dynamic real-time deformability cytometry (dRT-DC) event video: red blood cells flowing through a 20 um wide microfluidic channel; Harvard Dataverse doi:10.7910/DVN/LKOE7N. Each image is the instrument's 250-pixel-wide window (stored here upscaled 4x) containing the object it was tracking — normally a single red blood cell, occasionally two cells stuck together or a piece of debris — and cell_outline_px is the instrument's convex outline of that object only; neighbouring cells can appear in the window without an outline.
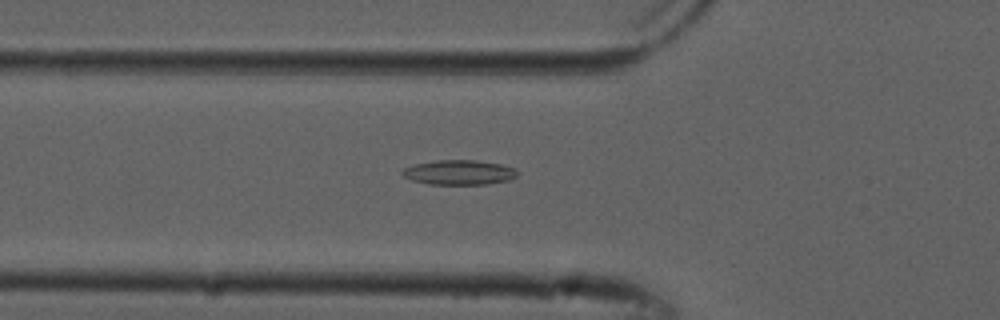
{"species": "common noctule bat (a hibernating species)", "species_latin": "Nyctalus noctula", "temperature_condition": "cold", "stored_images_in_passage": 36, "camera_frame_rate_fps": 3000, "um_per_image_px": 0.085, "animal": {"sex": "male", "forearm_length_mm": 52.5}, "frame": {"image": 1, "passage_image": 2, "time_ms": 0.333, "image_size_px": [1000, 320], "cell_outline_px": [[516, 176], [508, 180], [488, 184], [428, 184], [412, 180], [404, 176], [400, 172], [404, 168], [416, 164], [436, 160], [476, 160], [500, 164], [516, 168]], "centroid_in_image_um": [39.01, 14.65], "position_along_channel_um": 86.8, "area_um2": 16.47}}
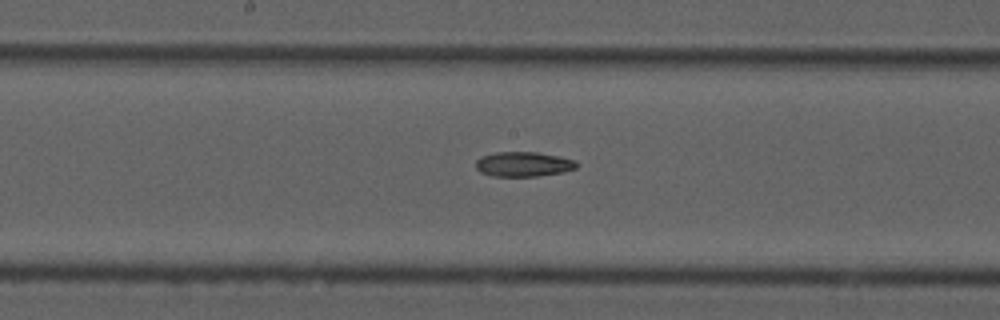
{"frame": {"image": 2, "passage_image": 11, "time_ms": 3.333, "image_size_px": [1000, 320], "cell_outline_px": [[576, 168], [564, 172], [536, 176], [492, 176], [480, 172], [476, 168], [476, 160], [480, 156], [496, 152], [536, 152], [560, 156], [576, 160]], "centroid_in_image_um": [44.48, 13.95], "position_along_channel_um": 203.7, "area_um2": 14.62}}
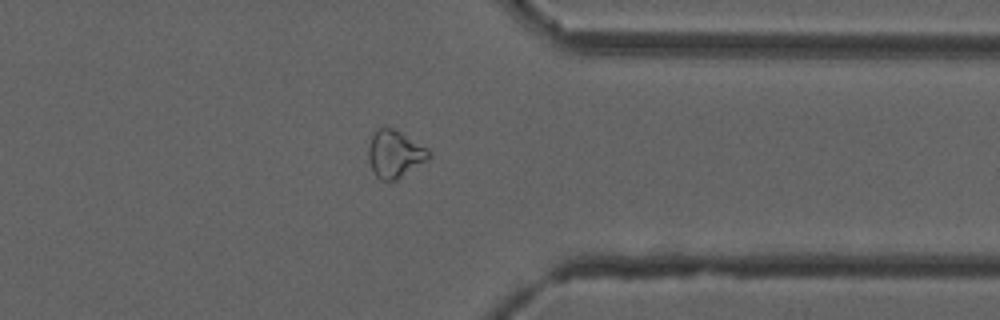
{"frame": {"image": 3, "passage_image": 25, "time_ms": 8.0, "image_size_px": [1000, 320], "cell_outline_px": [[432, 156], [428, 160], [396, 180], [380, 180], [376, 176], [368, 160], [368, 148], [372, 132], [380, 128], [392, 128], [400, 132], [428, 148], [432, 152]], "centroid_in_image_um": [33.57, 13.09], "position_along_channel_um": 377.8, "area_um2": 16.7}}